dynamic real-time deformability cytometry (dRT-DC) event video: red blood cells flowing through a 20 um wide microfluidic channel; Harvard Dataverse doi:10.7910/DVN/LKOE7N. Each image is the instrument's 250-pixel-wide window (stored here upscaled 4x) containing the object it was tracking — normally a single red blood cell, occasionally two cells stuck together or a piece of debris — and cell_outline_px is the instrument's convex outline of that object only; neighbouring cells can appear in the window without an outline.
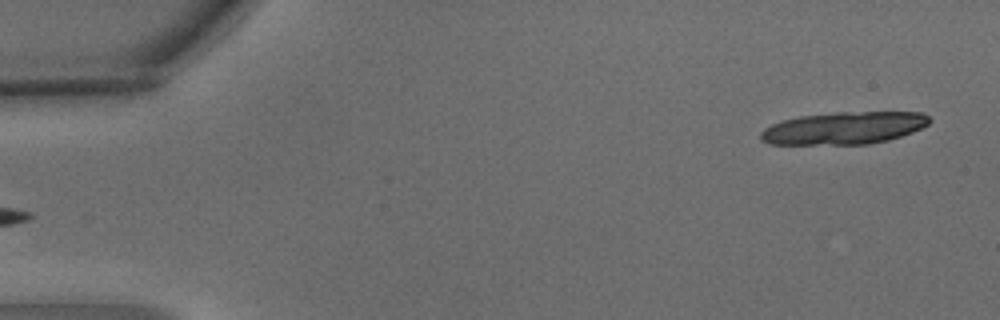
{"species": "common noctule bat (a hibernating species)", "species_latin": "Nyctalus noctula", "temperature_condition": "warm", "stored_images_in_passage": 3, "segment_of_instrument_passage": [2, 2], "camera_frame_rate_fps": 3000, "um_per_image_px": 0.085, "animal": {"sex": "male", "body_mass_g": 15.6}, "frame": {"image": 1, "passage_image": 3, "time_ms": 0.667, "image_size_px": [1000, 320], "cell_outline_px": [[932, 120], [928, 124], [912, 132], [888, 140], [868, 144], [768, 144], [760, 140], [760, 132], [764, 128], [780, 120], [800, 116], [840, 112], [924, 112]], "centroid_in_image_um": [71.72, 10.88], "position_along_channel_um": 13.3, "area_um2": 31.91}}